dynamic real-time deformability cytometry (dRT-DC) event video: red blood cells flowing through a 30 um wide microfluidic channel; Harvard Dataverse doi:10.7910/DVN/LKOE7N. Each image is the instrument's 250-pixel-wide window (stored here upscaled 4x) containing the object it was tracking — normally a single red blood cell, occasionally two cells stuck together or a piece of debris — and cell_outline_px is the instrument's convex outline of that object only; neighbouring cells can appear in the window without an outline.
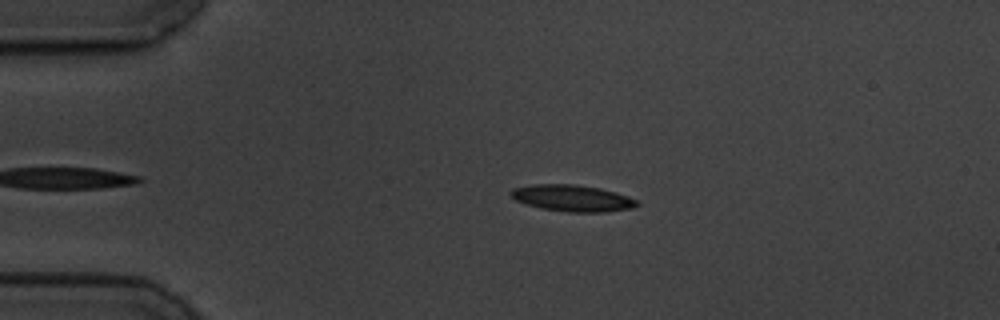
{"species": "common noctule bat (a hibernating species)", "species_latin": "Nyctalus noctula", "temperature_condition": "cold", "stored_images_in_passage": 48, "camera_frame_rate_fps": 3000, "um_per_image_px": 0.085, "animal": {"sex": "male", "body_mass_g": 19.5, "forearm_length_mm": 54.6}, "frame": {"image": 1, "passage_image": 9, "time_ms": 2.667, "image_size_px": [1000, 320], "cell_outline_px": [[640, 204], [632, 208], [604, 212], [568, 212], [540, 208], [516, 200], [508, 192], [512, 188], [532, 184], [576, 184], [600, 188], [616, 192], [628, 196], [636, 200]], "centroid_in_image_um": [48.65, 16.83], "position_along_channel_um": 36.4, "area_um2": 19.54}}
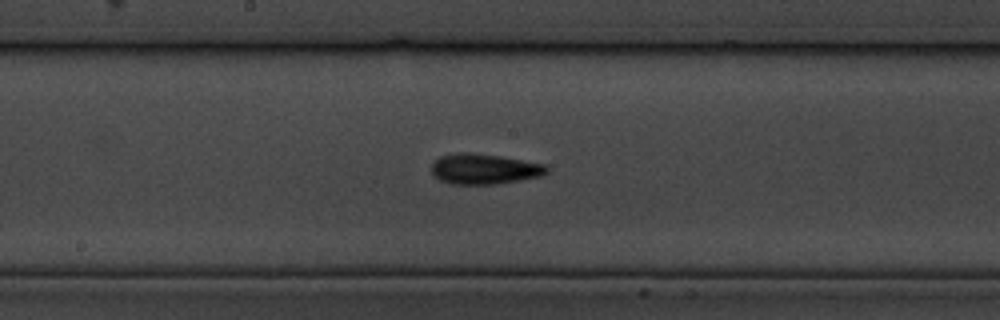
{"frame": {"image": 2, "passage_image": 27, "time_ms": 8.667, "image_size_px": [1000, 320], "cell_outline_px": [[548, 172], [544, 176], [496, 184], [452, 184], [440, 180], [432, 172], [432, 164], [440, 156], [460, 152], [464, 152], [500, 156], [544, 164], [548, 168]], "centroid_in_image_um": [41.19, 14.37], "position_along_channel_um": 207.0, "area_um2": 20.29}}
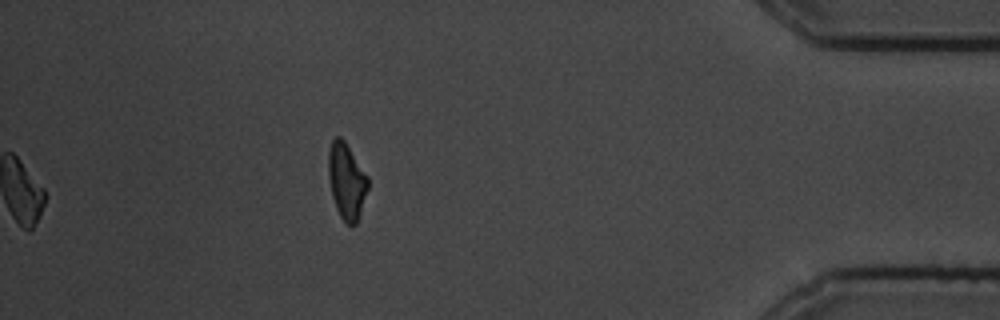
{"frame": {"image": 3, "passage_image": 48, "time_ms": 15.667, "image_size_px": [1000, 320], "cell_outline_px": [[368, 188], [356, 224], [352, 228], [340, 216], [336, 208], [332, 196], [328, 176], [328, 152], [332, 140], [336, 136], [340, 136], [344, 140], [368, 176]], "centroid_in_image_um": [29.45, 15.38], "position_along_channel_um": 405.8, "area_um2": 17.46}, "authors_computed_cell_mechanics": {"area_um2": 18.7561, "velocity_mm_per_s": 3.4783, "shape_relaxation_time_tau1_ms": 3.269, "shape_relaxation_time_tau2_ms": 2.2159, "deformation_change_tau1": 0.1203, "deformation_change_tau2": 0.0976}}